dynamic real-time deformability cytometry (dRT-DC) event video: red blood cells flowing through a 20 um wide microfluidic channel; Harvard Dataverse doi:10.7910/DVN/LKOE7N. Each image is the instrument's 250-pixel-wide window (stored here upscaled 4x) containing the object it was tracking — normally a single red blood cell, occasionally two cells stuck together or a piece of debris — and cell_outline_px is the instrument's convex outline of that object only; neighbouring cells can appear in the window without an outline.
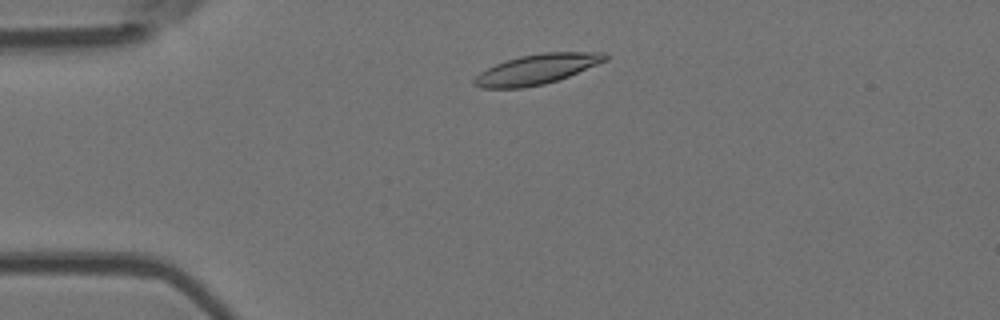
{"species": "Egyptian fruit bat (a non-hibernating species)", "species_latin": "Rousettus aegyptiacus", "temperature_condition": "room temperature", "stored_images_in_passage": 7, "camera_frame_rate_fps": 3000, "um_per_image_px": 0.085, "animal": {"sex": "female"}, "frame": {"image": 1, "passage_image": 3, "time_ms": 0.667, "image_size_px": [1000, 320], "cell_outline_px": [[608, 60], [568, 76], [544, 84], [524, 88], [484, 88], [472, 84], [472, 80], [480, 72], [496, 64], [520, 56], [544, 52], [604, 52], [608, 56]], "centroid_in_image_um": [45.63, 5.88], "position_along_channel_um": 39.4, "area_um2": 22.72}}